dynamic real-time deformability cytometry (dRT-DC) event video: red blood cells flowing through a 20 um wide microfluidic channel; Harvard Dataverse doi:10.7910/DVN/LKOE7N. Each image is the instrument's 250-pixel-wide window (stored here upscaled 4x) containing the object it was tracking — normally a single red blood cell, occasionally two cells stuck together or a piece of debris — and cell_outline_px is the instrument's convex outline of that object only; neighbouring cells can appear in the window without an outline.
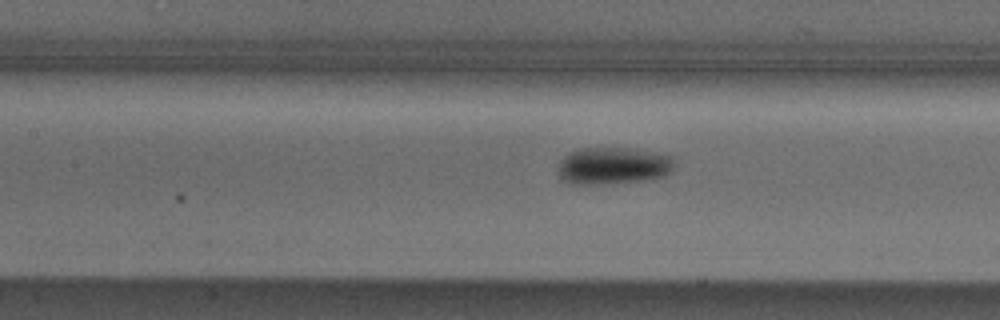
{"species": "Egyptian fruit bat (a non-hibernating species)", "species_latin": "Rousettus aegyptiacus", "temperature_condition": "cold", "stored_images_in_passage": 38, "camera_frame_rate_fps": 3000, "um_per_image_px": 0.085, "animal": {"sex": "male"}, "frame": {"image": 1, "passage_image": 20, "time_ms": 6.333, "image_size_px": [1000, 320], "cell_outline_px": [[672, 172], [668, 176], [652, 180], [604, 184], [572, 184], [564, 180], [560, 176], [556, 168], [560, 160], [564, 156], [576, 148], [636, 148], [672, 156]], "centroid_in_image_um": [52.12, 14.09], "position_along_channel_um": 155.3, "area_um2": 25.72}}
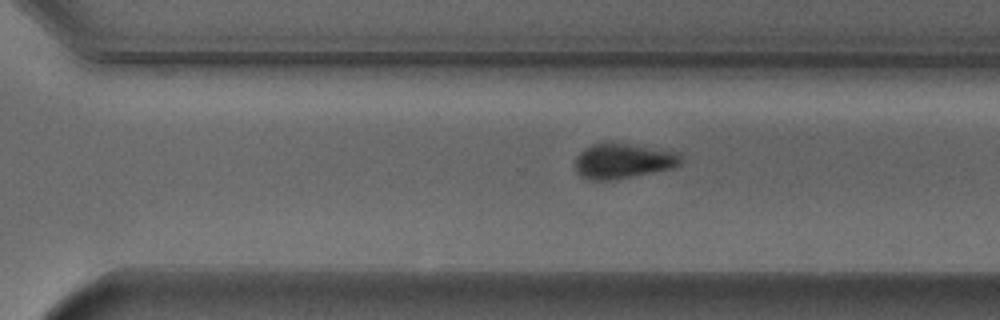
{"frame": {"image": 2, "passage_image": 33, "time_ms": 10.667, "image_size_px": [1000, 320], "cell_outline_px": [[684, 160], [676, 168], [616, 180], [588, 180], [580, 176], [576, 172], [576, 156], [584, 148], [592, 144], [608, 140], [676, 152]], "centroid_in_image_um": [52.95, 13.68], "position_along_channel_um": 317.7, "area_um2": 22.25}}
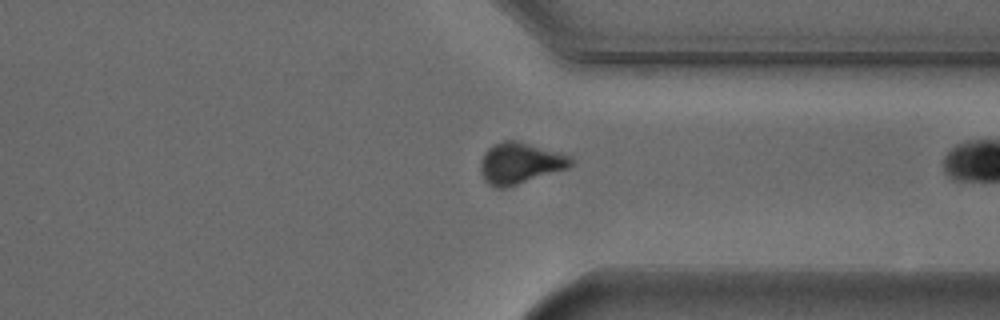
{"frame": {"image": 3, "passage_image": 37, "time_ms": 12.0, "image_size_px": [1000, 320], "cell_outline_px": [[572, 164], [568, 168], [504, 188], [496, 188], [488, 184], [484, 180], [480, 172], [480, 160], [484, 152], [492, 144], [504, 140], [516, 140], [572, 156]], "centroid_in_image_um": [44.15, 13.86], "position_along_channel_um": 367.2, "area_um2": 21.68}}